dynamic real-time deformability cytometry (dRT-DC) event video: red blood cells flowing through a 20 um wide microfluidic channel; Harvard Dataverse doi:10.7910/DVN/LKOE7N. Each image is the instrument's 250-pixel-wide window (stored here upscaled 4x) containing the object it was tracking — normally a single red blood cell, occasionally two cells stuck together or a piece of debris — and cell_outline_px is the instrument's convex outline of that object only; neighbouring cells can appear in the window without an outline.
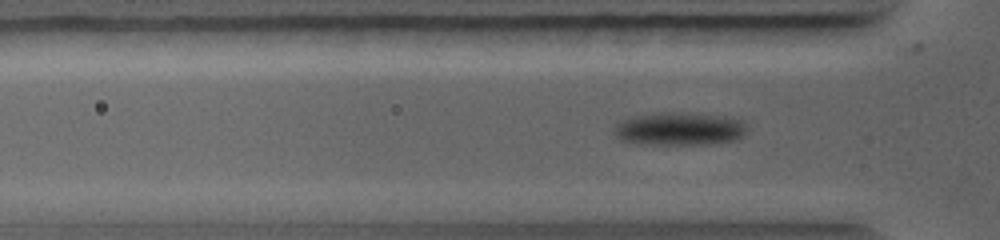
{"species": "common noctule bat (a hibernating species)", "species_latin": "Nyctalus noctula", "temperature_condition": "warm", "stored_images_in_passage": 32, "camera_frame_rate_fps": 5000, "um_per_image_px": 0.085, "animal": {"sex": "female", "body_mass_g": 19.0, "forearm_length_mm": 56.7}, "frame": {"image": 1, "passage_image": 9, "time_ms": 2.6, "image_size_px": [1000, 240], "cell_outline_px": [[744, 128], [740, 136], [732, 140], [704, 144], [636, 144], [620, 140], [612, 132], [616, 124], [624, 120], [636, 116], [660, 112], [672, 112], [708, 116], [740, 120]], "centroid_in_image_um": [57.57, 10.98], "position_along_channel_um": 68.2, "area_um2": 24.57}}
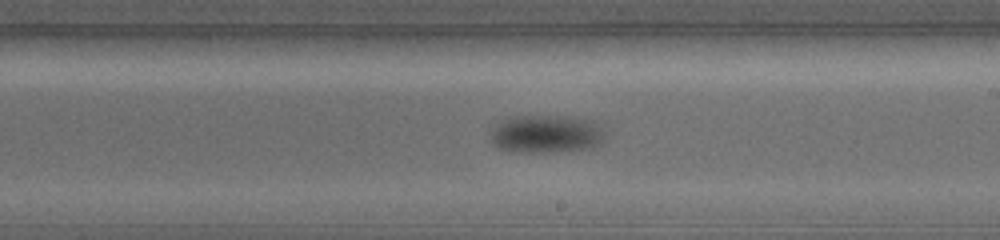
{"frame": {"image": 2, "passage_image": 19, "time_ms": 6.2, "image_size_px": [1000, 240], "cell_outline_px": [[600, 140], [592, 148], [544, 152], [528, 152], [500, 148], [492, 140], [492, 128], [500, 120], [512, 116], [572, 116], [588, 120], [600, 128]], "centroid_in_image_um": [46.35, 11.36], "position_along_channel_um": 242.7, "area_um2": 24.51}}
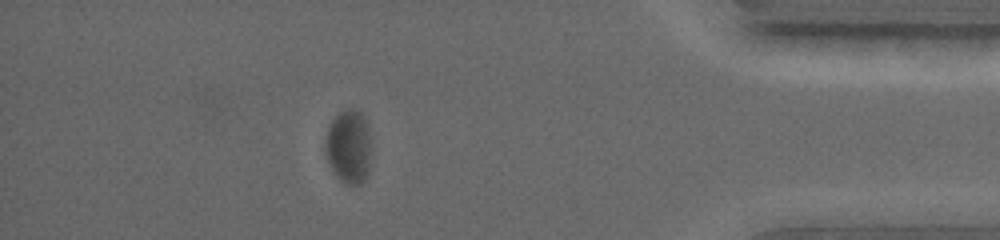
{"frame": {"image": 3, "passage_image": 29, "time_ms": 10.4, "image_size_px": [1000, 240], "cell_outline_px": [[368, 172], [364, 180], [360, 184], [348, 184], [340, 180], [332, 172], [324, 152], [324, 136], [328, 124], [340, 112], [348, 108], [352, 108], [360, 112], [364, 116], [368, 136]], "centroid_in_image_um": [29.55, 12.46], "position_along_channel_um": 405.6, "area_um2": 19.59}}